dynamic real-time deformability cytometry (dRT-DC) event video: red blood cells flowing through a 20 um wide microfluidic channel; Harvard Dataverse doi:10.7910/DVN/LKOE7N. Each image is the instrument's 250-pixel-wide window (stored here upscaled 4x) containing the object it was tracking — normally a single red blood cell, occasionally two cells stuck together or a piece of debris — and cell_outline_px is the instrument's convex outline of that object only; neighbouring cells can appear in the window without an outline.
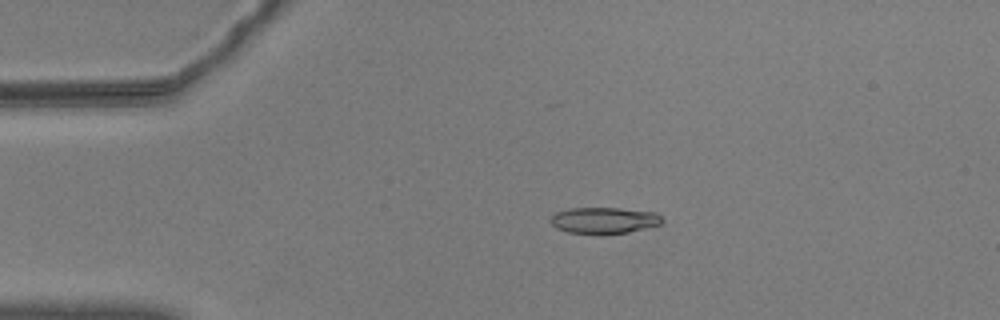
{"species": "common noctule bat (a hibernating species)", "species_latin": "Nyctalus noctula", "temperature_condition": "warm", "stored_images_in_passage": 46, "camera_frame_rate_fps": 3000, "um_per_image_px": 0.085, "animal": {"sex": "male", "body_mass_g": 20.5, "forearm_length_mm": 52.5}, "frame": {"image": 1, "passage_image": 1, "time_ms": 0.0, "image_size_px": [1000, 320], "cell_outline_px": [[664, 220], [660, 224], [628, 232], [604, 236], [596, 236], [568, 232], [556, 228], [548, 220], [556, 212], [568, 208], [620, 208], [656, 212]], "centroid_in_image_um": [51.31, 18.76], "position_along_channel_um": 33.7, "area_um2": 17.63}}
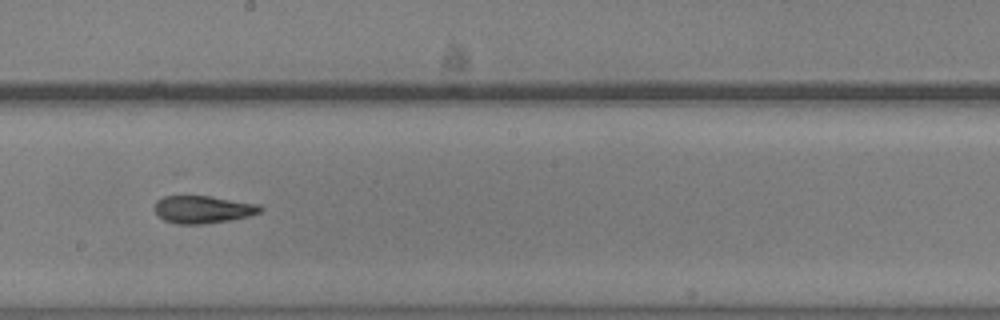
{"frame": {"image": 2, "passage_image": 21, "time_ms": 6.667, "image_size_px": [1000, 320], "cell_outline_px": [[264, 208], [260, 212], [248, 216], [228, 220], [204, 224], [176, 224], [164, 220], [152, 208], [156, 200], [164, 196], [208, 196], [260, 204]], "centroid_in_image_um": [17.22, 17.8], "position_along_channel_um": 231.0, "area_um2": 16.99}}
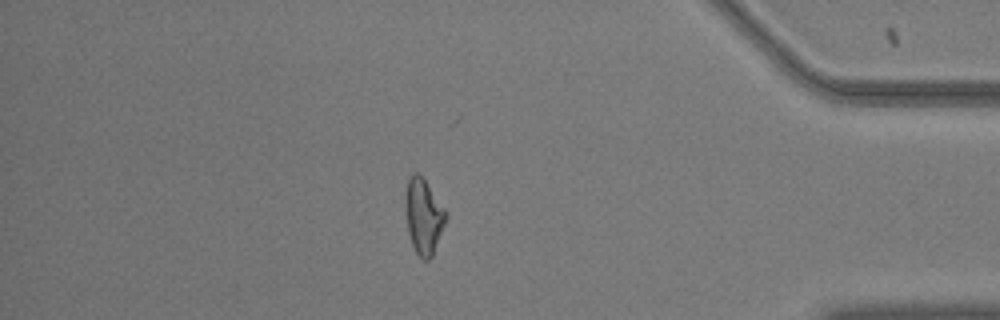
{"frame": {"image": 3, "passage_image": 38, "time_ms": 12.333, "image_size_px": [1000, 320], "cell_outline_px": [[448, 216], [432, 256], [428, 260], [424, 260], [416, 252], [412, 244], [408, 232], [404, 208], [404, 196], [408, 180], [416, 172], [424, 180], [448, 212]], "centroid_in_image_um": [36.0, 18.39], "position_along_channel_um": 399.2, "area_um2": 17.69}, "authors_computed_cell_mechanics": {"area_um2": 17.5134, "velocity_mm_per_s": 3.5981, "shape_relaxation_time_tau1_ms": null, "shape_relaxation_time_tau2_ms": 3.8286, "deformation_change_tau1": null, "deformation_change_tau2": 0.1117}}